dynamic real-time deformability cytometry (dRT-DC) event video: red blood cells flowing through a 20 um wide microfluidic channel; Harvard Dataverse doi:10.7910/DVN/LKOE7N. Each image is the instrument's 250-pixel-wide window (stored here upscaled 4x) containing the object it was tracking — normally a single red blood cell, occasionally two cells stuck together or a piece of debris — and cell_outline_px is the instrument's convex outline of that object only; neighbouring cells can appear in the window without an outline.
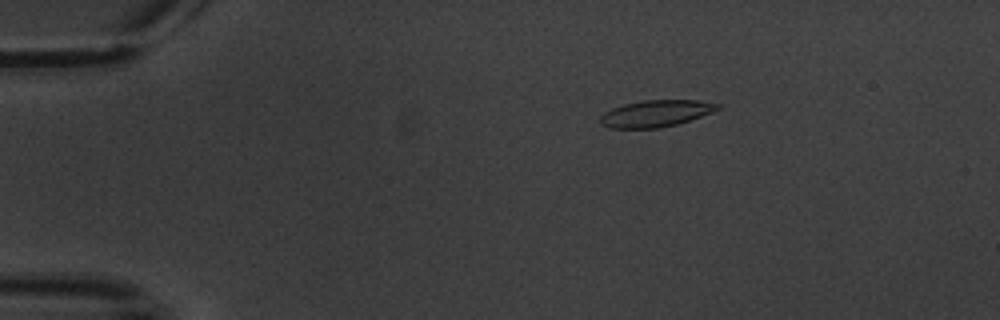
{"species": "common noctule bat (a hibernating species)", "species_latin": "Nyctalus noctula", "temperature_condition": "warm", "stored_images_in_passage": 7, "camera_frame_rate_fps": 3000, "um_per_image_px": 0.085, "animal": {"sex": "male", "body_mass_g": 20.1, "forearm_length_mm": 53.5}, "frame": {"image": 1, "passage_image": 2, "time_ms": 2.333, "image_size_px": [1000, 320], "cell_outline_px": [[720, 108], [712, 112], [676, 124], [660, 128], [608, 128], [600, 124], [600, 116], [604, 112], [612, 108], [624, 104], [644, 100], [696, 100], [720, 104]], "centroid_in_image_um": [55.7, 9.64], "position_along_channel_um": 29.3, "area_um2": 18.15}}
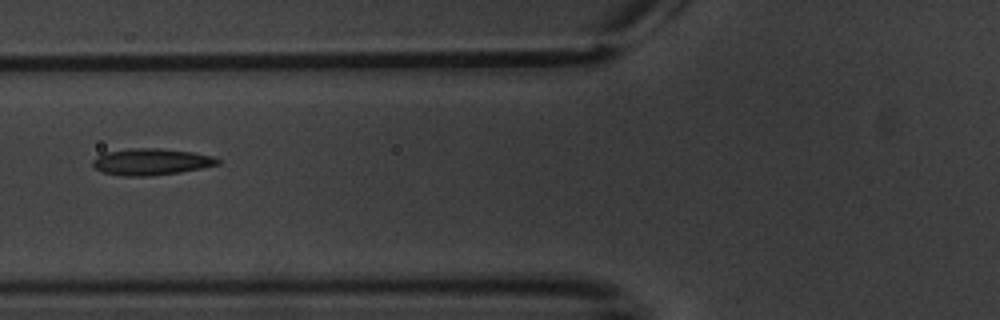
{"frame": {"image": 2, "passage_image": 6, "time_ms": 6.667, "image_size_px": [1000, 320], "cell_outline_px": [[220, 164], [180, 172], [148, 176], [124, 176], [100, 172], [92, 164], [92, 160], [96, 156], [104, 152], [128, 148], [160, 148], [192, 152], [212, 156], [220, 160]], "centroid_in_image_um": [12.8, 13.74], "position_along_channel_um": 113.0, "area_um2": 19.42}}
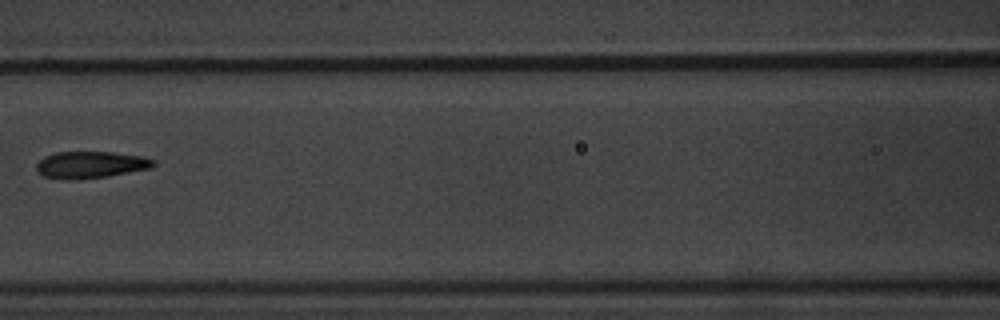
{"frame": {"image": 3, "passage_image": 7, "time_ms": 8.0, "image_size_px": [1000, 320], "cell_outline_px": [[156, 164], [152, 168], [108, 176], [76, 180], [60, 180], [44, 176], [36, 172], [36, 164], [44, 156], [56, 152], [112, 152], [140, 156], [156, 160]], "centroid_in_image_um": [7.68, 14.02], "position_along_channel_um": 158.9, "area_um2": 18.55}}